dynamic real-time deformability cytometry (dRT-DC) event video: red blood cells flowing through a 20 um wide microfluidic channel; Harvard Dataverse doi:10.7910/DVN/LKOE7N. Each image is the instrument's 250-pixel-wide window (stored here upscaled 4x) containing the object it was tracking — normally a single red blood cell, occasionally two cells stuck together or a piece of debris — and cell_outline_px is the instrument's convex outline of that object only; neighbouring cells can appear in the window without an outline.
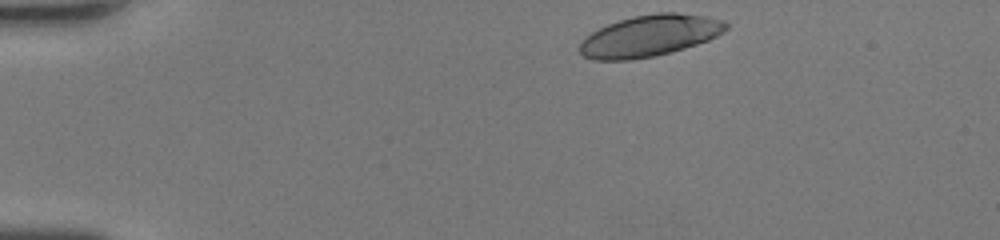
{"species": "human", "species_latin": "Homo sapiens", "temperature_condition": "room temperature", "stored_images_in_passage": 33, "camera_frame_rate_fps": 3000, "um_per_image_px": 0.085, "donor": {"sex": "female"}, "frame": {"image": 1, "passage_image": 1, "time_ms": 0.0, "image_size_px": [1000, 240], "cell_outline_px": [[728, 28], [724, 32], [708, 40], [684, 48], [656, 56], [628, 60], [592, 60], [584, 56], [580, 52], [580, 44], [592, 32], [608, 24], [632, 16], [660, 12], [676, 12], [704, 16], [720, 20], [728, 24]], "centroid_in_image_um": [55.23, 3.04], "position_along_channel_um": 29.8, "area_um2": 35.03}}
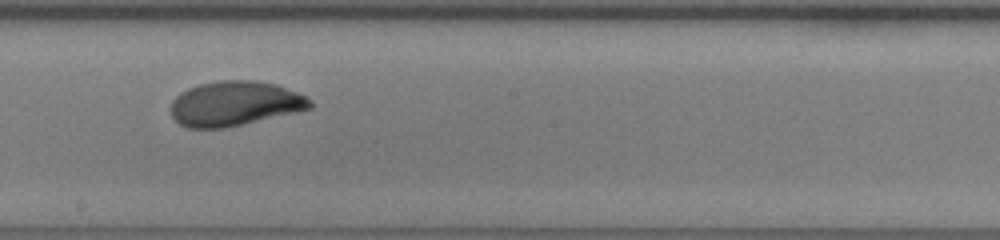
{"frame": {"image": 2, "passage_image": 20, "time_ms": 6.333, "image_size_px": [1000, 240], "cell_outline_px": [[312, 108], [296, 112], [224, 128], [188, 128], [180, 124], [172, 116], [172, 100], [180, 92], [188, 88], [200, 84], [220, 80], [256, 80], [276, 84], [296, 92], [304, 96], [312, 104]], "centroid_in_image_um": [19.93, 8.8], "position_along_channel_um": 228.3, "area_um2": 36.01}}
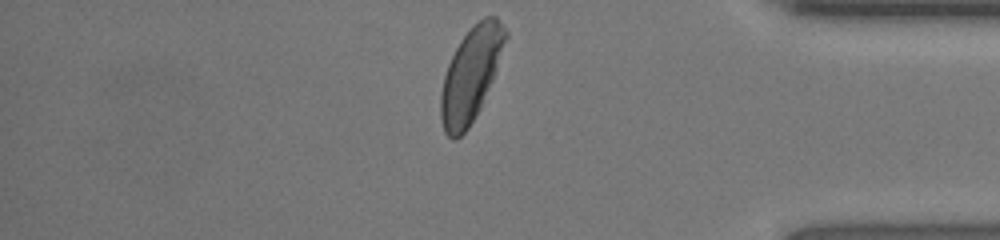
{"frame": {"image": 3, "passage_image": 33, "time_ms": 10.667, "image_size_px": [1000, 240], "cell_outline_px": [[508, 36], [492, 80], [480, 108], [468, 128], [456, 140], [452, 140], [444, 132], [440, 116], [440, 96], [444, 76], [448, 64], [460, 40], [484, 16], [496, 16], [508, 32]], "centroid_in_image_um": [40.01, 6.36], "position_along_channel_um": 395.2, "area_um2": 34.85}, "authors_computed_cell_mechanics": {"area_um2": 35.6626, "velocity_mm_per_s": 4.3308, "shape_relaxation_time_tau1_ms": 2.3878, "shape_relaxation_time_tau2_ms": 0.8109, "deformation_change_tau1": 0.1376, "deformation_change_tau2": 0.0526}}